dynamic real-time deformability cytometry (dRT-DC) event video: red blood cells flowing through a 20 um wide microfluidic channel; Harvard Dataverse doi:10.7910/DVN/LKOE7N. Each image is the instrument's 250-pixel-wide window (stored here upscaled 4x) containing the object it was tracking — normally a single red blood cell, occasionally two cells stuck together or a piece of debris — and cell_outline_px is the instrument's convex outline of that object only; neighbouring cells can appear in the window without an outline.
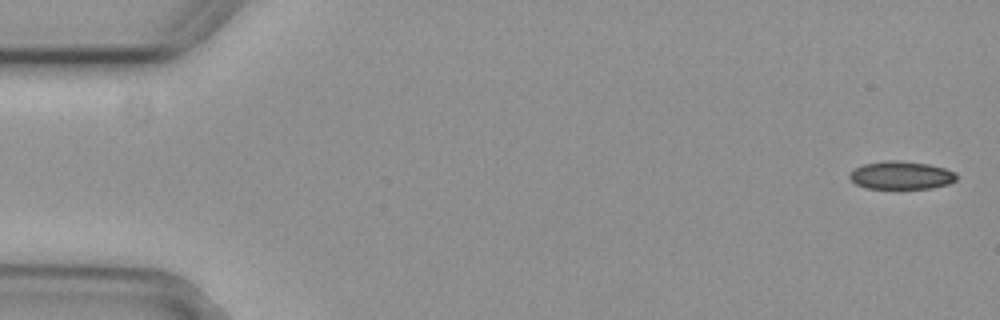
{"species": "common noctule bat (a hibernating species)", "species_latin": "Nyctalus noctula", "temperature_condition": "cold", "stored_images_in_passage": 4, "camera_frame_rate_fps": 3000, "um_per_image_px": 0.085, "animal": {"sex": "female", "body_mass_g": 29.2, "forearm_length_mm": 56.3}, "frame": {"image": 1, "passage_image": 1, "time_ms": 0.0, "image_size_px": [1000, 320], "cell_outline_px": [[956, 180], [948, 184], [932, 188], [868, 188], [856, 184], [848, 176], [856, 168], [864, 164], [888, 160], [900, 160], [928, 164], [944, 168], [956, 172]], "centroid_in_image_um": [76.63, 14.89], "position_along_channel_um": 8.4, "area_um2": 17.28}}
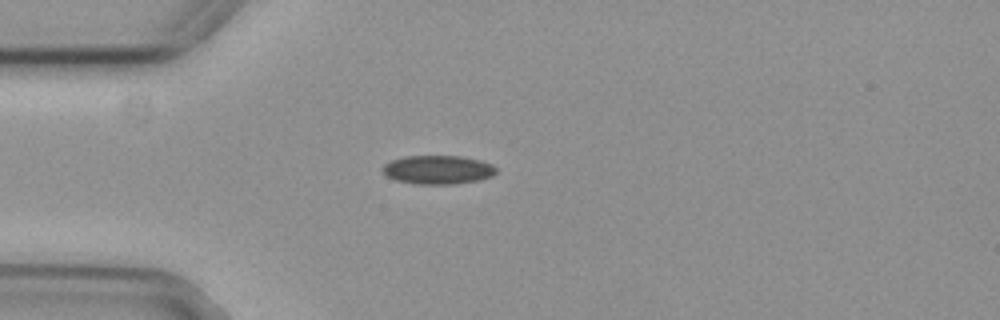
{"frame": {"image": 2, "passage_image": 4, "time_ms": 1.0, "image_size_px": [1000, 320], "cell_outline_px": [[496, 172], [492, 176], [476, 180], [452, 184], [416, 184], [396, 180], [388, 176], [384, 172], [384, 164], [392, 160], [408, 156], [460, 156], [480, 160], [492, 164], [496, 168]], "centroid_in_image_um": [37.24, 14.42], "position_along_channel_um": 47.8, "area_um2": 18.73}}